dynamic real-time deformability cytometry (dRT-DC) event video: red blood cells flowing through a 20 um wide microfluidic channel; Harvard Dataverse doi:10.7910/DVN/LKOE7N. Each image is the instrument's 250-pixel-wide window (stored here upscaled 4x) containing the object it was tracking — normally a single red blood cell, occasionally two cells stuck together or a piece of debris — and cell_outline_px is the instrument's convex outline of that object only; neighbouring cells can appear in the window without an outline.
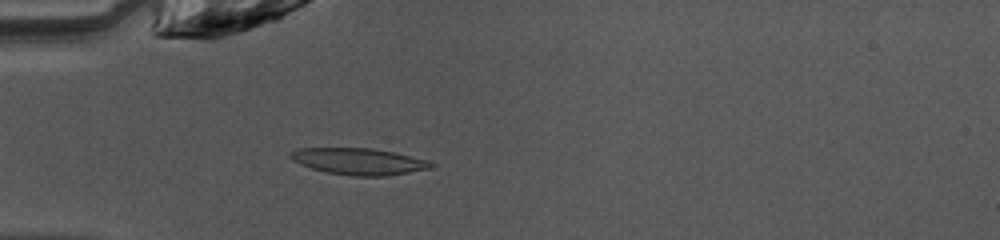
{"species": "common noctule bat (a hibernating species)", "species_latin": "Nyctalus noctula", "temperature_condition": "warm", "stored_images_in_passage": 40, "camera_frame_rate_fps": 3000, "um_per_image_px": 0.085, "animal": {"sex": "female", "body_mass_g": 10.0, "forearm_length_mm": 53.1}, "frame": {"image": 1, "passage_image": 6, "time_ms": 1.667, "image_size_px": [1000, 240], "cell_outline_px": [[436, 164], [432, 168], [388, 176], [352, 176], [328, 172], [312, 168], [300, 164], [292, 160], [288, 156], [288, 152], [300, 148], [372, 148], [396, 152], [428, 160]], "centroid_in_image_um": [30.52, 13.71], "position_along_channel_um": 54.5, "area_um2": 21.96}}
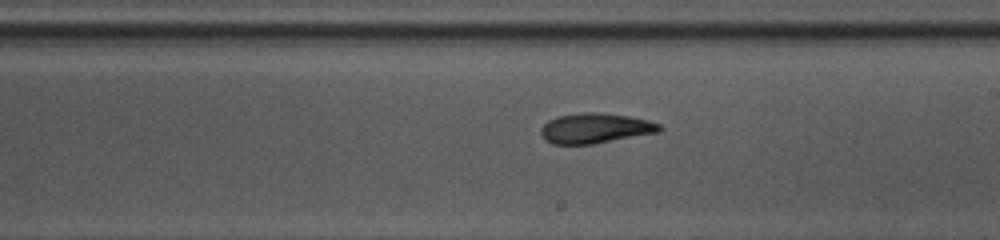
{"frame": {"image": 2, "passage_image": 20, "time_ms": 6.333, "image_size_px": [1000, 240], "cell_outline_px": [[664, 128], [660, 132], [592, 144], [552, 144], [544, 140], [540, 132], [540, 128], [548, 120], [556, 116], [580, 112], [596, 112], [628, 116], [648, 120], [660, 124]], "centroid_in_image_um": [50.58, 10.9], "position_along_channel_um": 238.4, "area_um2": 20.98}}
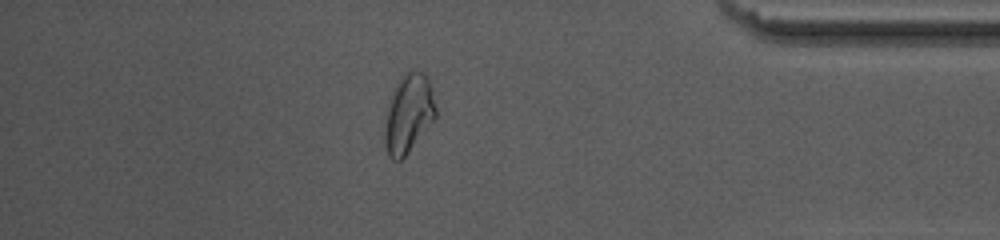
{"frame": {"image": 3, "passage_image": 34, "time_ms": 11.0, "image_size_px": [1000, 240], "cell_outline_px": [[436, 116], [408, 152], [400, 160], [392, 160], [388, 156], [384, 140], [384, 128], [392, 96], [396, 84], [400, 76], [408, 68], [416, 68], [424, 72], [428, 76], [436, 108]], "centroid_in_image_um": [34.73, 9.59], "position_along_channel_um": 400.5, "area_um2": 23.24}, "authors_computed_cell_mechanics": {"area_um2": 21.0103, "velocity_mm_per_s": 4.0767, "shape_relaxation_time_tau1_ms": 3.0603, "shape_relaxation_time_tau2_ms": 4.7999, "deformation_change_tau1": 0.1339, "deformation_change_tau2": 0.1195}}